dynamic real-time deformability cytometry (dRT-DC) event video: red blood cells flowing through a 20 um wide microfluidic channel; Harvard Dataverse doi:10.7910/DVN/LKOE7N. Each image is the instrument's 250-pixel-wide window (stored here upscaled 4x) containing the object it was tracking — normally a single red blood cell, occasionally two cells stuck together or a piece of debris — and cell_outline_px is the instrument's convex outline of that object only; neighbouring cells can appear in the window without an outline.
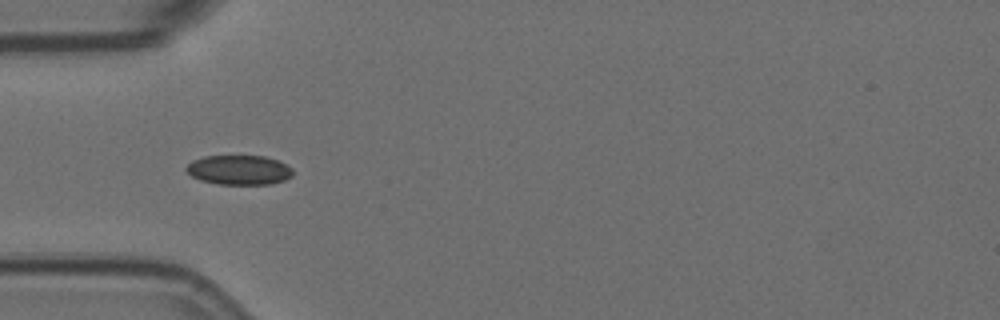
{"species": "Egyptian fruit bat (a non-hibernating species)", "species_latin": "Rousettus aegyptiacus", "temperature_condition": "room temperature", "stored_images_in_passage": 6, "camera_frame_rate_fps": 3000, "um_per_image_px": 0.085, "animal": {"sex": "female"}, "frame": {"image": 1, "passage_image": 5, "time_ms": 1.333, "image_size_px": [1000, 320], "cell_outline_px": [[292, 176], [284, 180], [272, 184], [216, 184], [200, 180], [192, 176], [184, 168], [192, 160], [204, 156], [264, 156], [276, 160], [292, 168]], "centroid_in_image_um": [20.29, 14.45], "position_along_channel_um": 64.7, "area_um2": 18.32}}
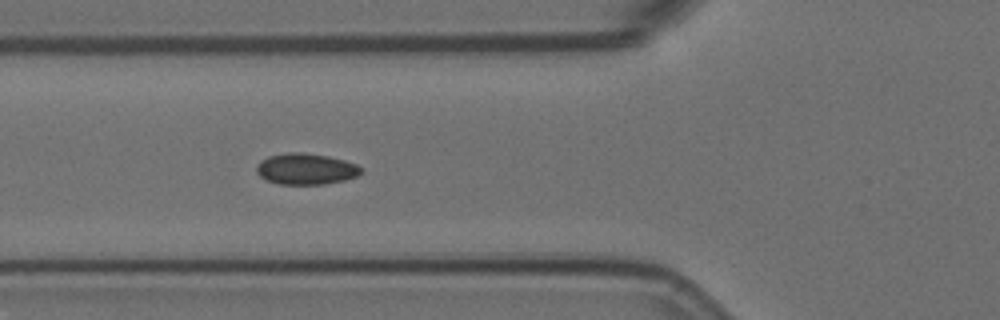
{"frame": {"image": 2, "passage_image": 6, "time_ms": 1.667, "image_size_px": [1000, 320], "cell_outline_px": [[364, 172], [356, 176], [344, 180], [324, 184], [280, 184], [268, 180], [260, 176], [256, 172], [256, 168], [260, 160], [268, 156], [288, 152], [300, 152], [328, 156], [344, 160], [356, 164], [364, 168]], "centroid_in_image_um": [26.02, 14.35], "position_along_channel_um": 99.8, "area_um2": 19.02}}